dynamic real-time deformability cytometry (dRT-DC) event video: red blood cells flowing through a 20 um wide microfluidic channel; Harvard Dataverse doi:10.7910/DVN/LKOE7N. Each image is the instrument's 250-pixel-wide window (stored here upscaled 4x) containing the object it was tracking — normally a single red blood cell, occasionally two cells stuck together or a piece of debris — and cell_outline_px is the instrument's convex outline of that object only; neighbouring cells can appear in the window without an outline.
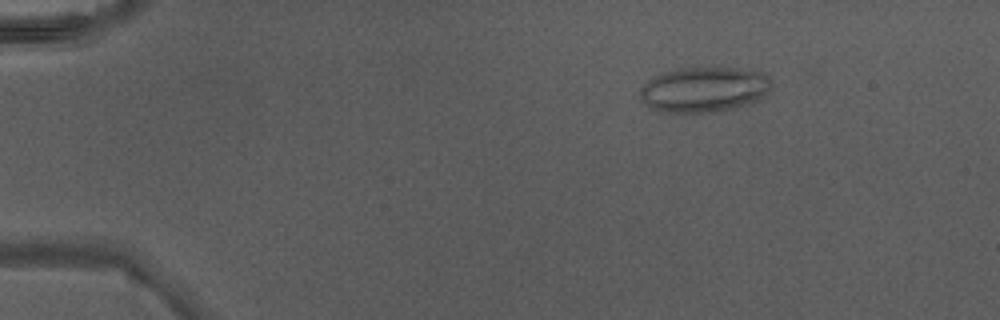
{"species": "Egyptian fruit bat (a non-hibernating species)", "species_latin": "Rousettus aegyptiacus", "temperature_condition": "warm", "stored_images_in_passage": 46, "camera_frame_rate_fps": 3000, "um_per_image_px": 0.085, "animal": {"sex": "male"}, "frame": {"image": 1, "passage_image": 8, "time_ms": 2.333, "image_size_px": [1000, 320], "cell_outline_px": [[772, 88], [760, 100], [748, 104], [732, 108], [712, 112], [668, 112], [648, 108], [640, 100], [640, 88], [648, 80], [664, 72], [684, 68], [736, 68], [760, 72], [768, 76], [772, 80]], "centroid_in_image_um": [59.86, 7.62], "position_along_channel_um": 25.1, "area_um2": 34.68}}
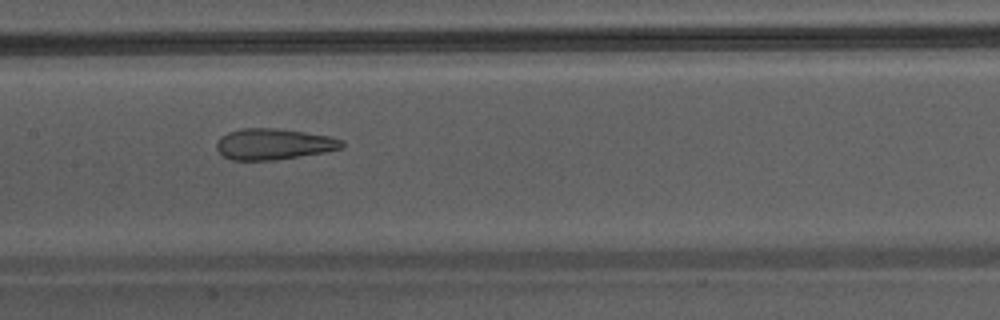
{"frame": {"image": 2, "passage_image": 25, "time_ms": 8.0, "image_size_px": [1000, 320], "cell_outline_px": [[344, 148], [324, 152], [276, 160], [232, 160], [224, 156], [216, 148], [216, 144], [220, 136], [228, 132], [240, 128], [276, 128], [332, 136], [344, 140]], "centroid_in_image_um": [23.28, 12.24], "position_along_channel_um": 184.1, "area_um2": 22.83}}
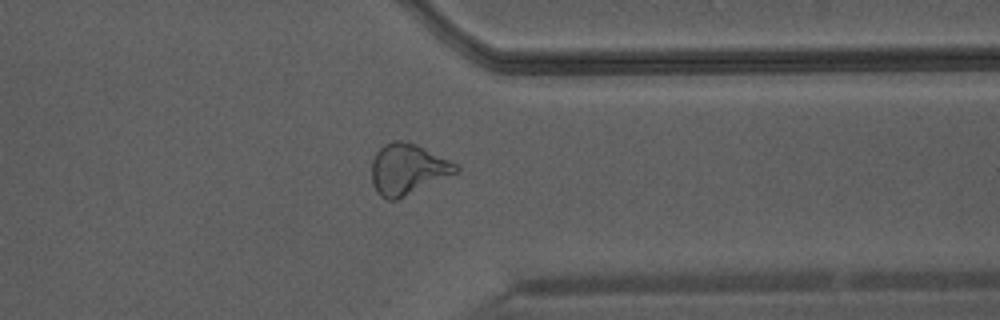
{"frame": {"image": 3, "passage_image": 38, "time_ms": 12.333, "image_size_px": [1000, 320], "cell_outline_px": [[460, 172], [396, 200], [388, 200], [380, 196], [376, 192], [372, 184], [372, 160], [376, 152], [384, 144], [392, 140], [400, 140], [416, 144], [456, 164], [460, 168]], "centroid_in_image_um": [34.64, 14.39], "position_along_channel_um": 376.8, "area_um2": 24.97}}